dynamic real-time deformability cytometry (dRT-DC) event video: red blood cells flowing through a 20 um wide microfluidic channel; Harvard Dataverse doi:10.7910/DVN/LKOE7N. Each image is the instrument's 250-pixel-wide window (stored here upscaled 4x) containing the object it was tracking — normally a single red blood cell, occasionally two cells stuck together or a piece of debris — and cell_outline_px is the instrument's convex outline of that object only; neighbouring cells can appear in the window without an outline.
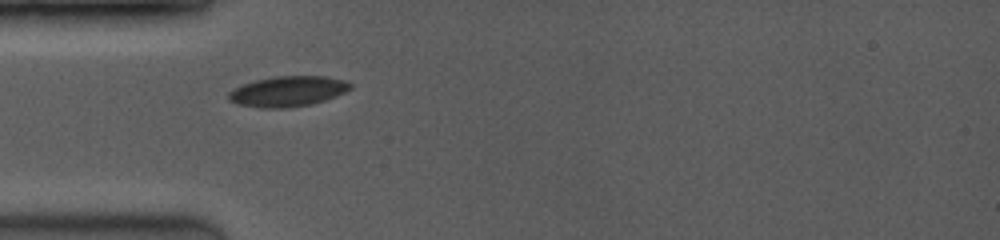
{"species": "common noctule bat (a hibernating species)", "species_latin": "Nyctalus noctula", "temperature_condition": "room temperature", "stored_images_in_passage": 11, "camera_frame_rate_fps": 3500, "um_per_image_px": 0.085, "animal": {"sex": "female", "body_mass_g": 19.0, "forearm_length_mm": 53.3}, "frame": {"image": 1, "passage_image": 1, "time_ms": 0.0, "image_size_px": [1000, 240], "cell_outline_px": [[352, 88], [344, 92], [324, 100], [312, 104], [288, 108], [260, 108], [236, 104], [228, 100], [228, 92], [244, 84], [256, 80], [276, 76], [324, 76], [344, 80], [352, 84]], "centroid_in_image_um": [24.45, 7.77], "position_along_channel_um": 60.6, "area_um2": 21.5}}
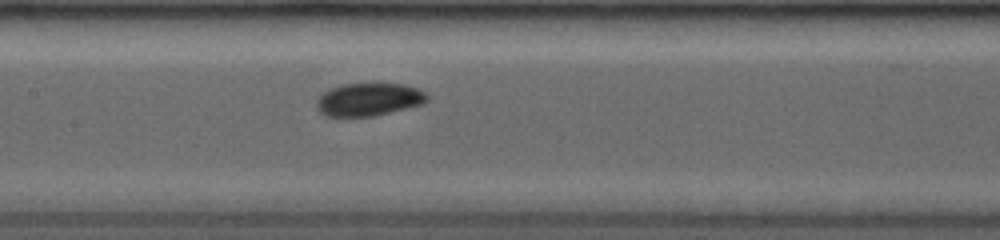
{"frame": {"image": 2, "passage_image": 9, "time_ms": 2.857, "image_size_px": [1000, 240], "cell_outline_px": [[428, 100], [424, 104], [372, 116], [328, 116], [320, 112], [316, 108], [316, 100], [324, 92], [332, 88], [344, 84], [404, 84], [416, 88], [424, 92], [428, 96]], "centroid_in_image_um": [31.35, 8.46], "position_along_channel_um": 176.0, "area_um2": 20.92}}
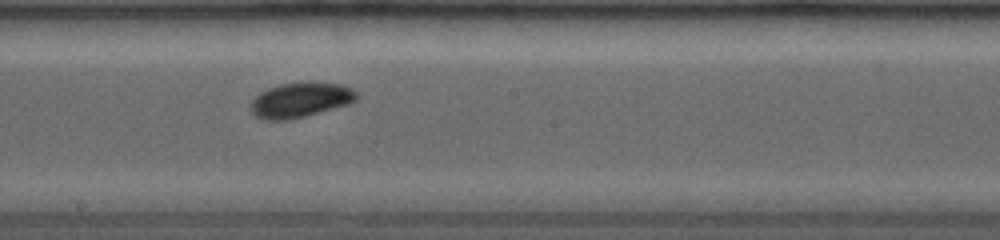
{"frame": {"image": 3, "passage_image": 11, "time_ms": 4.0, "image_size_px": [1000, 240], "cell_outline_px": [[360, 96], [356, 100], [348, 104], [304, 116], [288, 120], [264, 120], [256, 116], [252, 112], [252, 100], [260, 92], [268, 88], [280, 84], [340, 84], [352, 88]], "centroid_in_image_um": [25.53, 8.52], "position_along_channel_um": 222.7, "area_um2": 20.87}}